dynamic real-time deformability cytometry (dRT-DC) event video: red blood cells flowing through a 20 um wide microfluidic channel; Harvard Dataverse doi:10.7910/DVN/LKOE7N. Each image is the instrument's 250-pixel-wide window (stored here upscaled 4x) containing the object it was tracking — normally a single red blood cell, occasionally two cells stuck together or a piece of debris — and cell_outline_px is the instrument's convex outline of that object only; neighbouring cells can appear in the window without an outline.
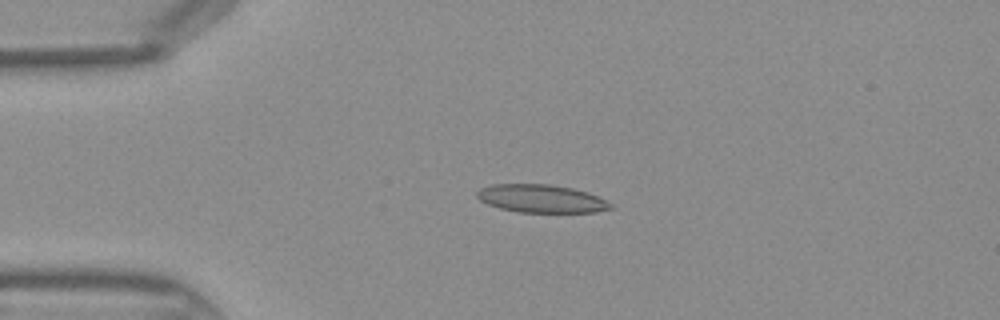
{"species": "Egyptian fruit bat (a non-hibernating species)", "species_latin": "Rousettus aegyptiacus", "temperature_condition": "warm", "stored_images_in_passage": 44, "camera_frame_rate_fps": 3000, "um_per_image_px": 0.085, "frame": {"image": 1, "passage_image": 10, "time_ms": 3.0, "image_size_px": [1000, 320], "cell_outline_px": [[616, 208], [596, 212], [520, 212], [500, 208], [488, 204], [480, 200], [476, 196], [476, 192], [480, 188], [492, 184], [548, 184], [572, 188], [588, 192], [616, 204]], "centroid_in_image_um": [46.07, 16.88], "position_along_channel_um": 38.9, "area_um2": 22.02}}
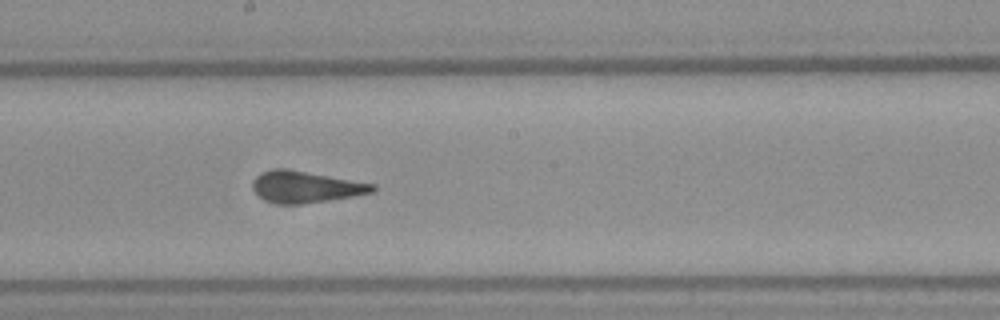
{"frame": {"image": 2, "passage_image": 24, "time_ms": 7.667, "image_size_px": [1000, 320], "cell_outline_px": [[376, 188], [372, 192], [352, 196], [328, 200], [300, 204], [280, 204], [268, 200], [260, 196], [252, 188], [252, 180], [256, 176], [264, 172], [304, 172], [376, 184]], "centroid_in_image_um": [26.03, 15.93], "position_along_channel_um": 222.2, "area_um2": 20.75}}
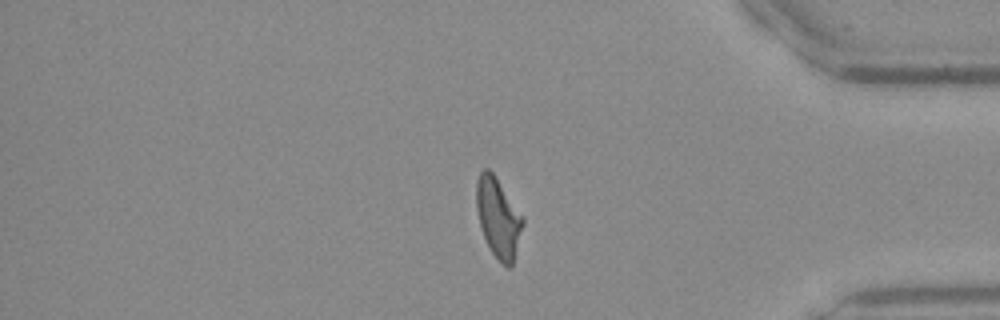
{"frame": {"image": 3, "passage_image": 37, "time_ms": 12.0, "image_size_px": [1000, 320], "cell_outline_px": [[524, 224], [512, 264], [508, 268], [492, 252], [484, 236], [480, 224], [476, 208], [476, 180], [480, 172], [484, 168], [488, 168], [492, 172], [524, 216]], "centroid_in_image_um": [42.35, 18.45], "position_along_channel_um": 392.8, "area_um2": 21.27}}